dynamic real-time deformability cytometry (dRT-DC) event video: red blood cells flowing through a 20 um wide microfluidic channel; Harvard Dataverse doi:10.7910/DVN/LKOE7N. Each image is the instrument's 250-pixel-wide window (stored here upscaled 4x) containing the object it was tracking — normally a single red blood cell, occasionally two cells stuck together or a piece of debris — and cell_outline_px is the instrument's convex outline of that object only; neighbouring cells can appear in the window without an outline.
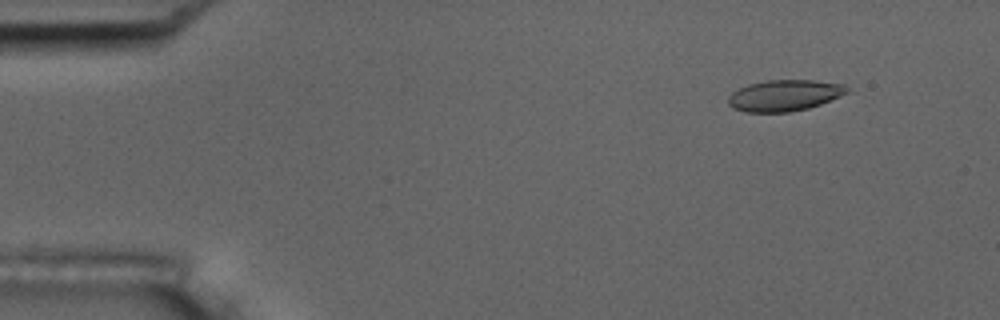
{"species": "common noctule bat (a hibernating species)", "species_latin": "Nyctalus noctula", "temperature_condition": "room temperature", "stored_images_in_passage": 56, "camera_frame_rate_fps": 3000, "um_per_image_px": 0.085, "animal": {"sex": "male", "body_mass_g": 17.5, "forearm_length_mm": 52.3}, "frame": {"image": 1, "passage_image": 6, "time_ms": 1.667, "image_size_px": [1000, 320], "cell_outline_px": [[852, 92], [820, 104], [808, 108], [788, 112], [748, 112], [732, 108], [728, 104], [728, 96], [732, 92], [748, 84], [768, 80], [812, 80], [844, 84]], "centroid_in_image_um": [66.7, 8.11], "position_along_channel_um": 18.3, "area_um2": 21.68}}
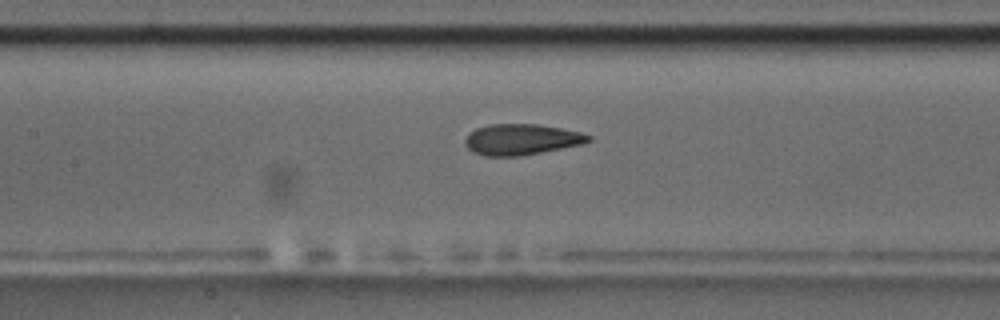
{"frame": {"image": 2, "passage_image": 26, "time_ms": 8.333, "image_size_px": [1000, 320], "cell_outline_px": [[592, 140], [584, 144], [520, 156], [484, 156], [472, 152], [464, 144], [464, 140], [468, 132], [476, 128], [488, 124], [536, 124], [560, 128], [580, 132], [592, 136]], "centroid_in_image_um": [44.29, 11.85], "position_along_channel_um": 163.1, "area_um2": 22.43}}
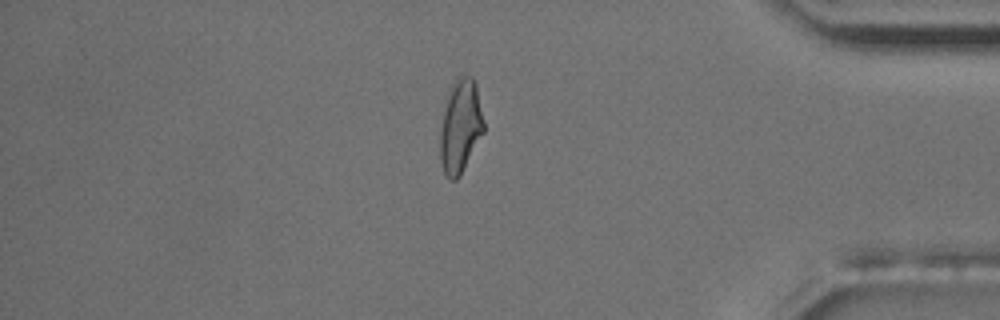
{"frame": {"image": 3, "passage_image": 48, "time_ms": 15.667, "image_size_px": [1000, 320], "cell_outline_px": [[484, 132], [460, 176], [456, 180], [452, 180], [444, 172], [440, 160], [440, 128], [444, 96], [452, 80], [460, 72], [472, 76], [476, 84], [484, 120]], "centroid_in_image_um": [39.11, 10.61], "position_along_channel_um": 396.1, "area_um2": 24.68}, "authors_computed_cell_mechanics": {"area_um2": 22.1374, "velocity_mm_per_s": 3.5925, "shape_relaxation_time_tau1_ms": 7.3315, "shape_relaxation_time_tau2_ms": 1.769, "deformation_change_tau1": 0.1998, "deformation_change_tau2": 0.0854}}